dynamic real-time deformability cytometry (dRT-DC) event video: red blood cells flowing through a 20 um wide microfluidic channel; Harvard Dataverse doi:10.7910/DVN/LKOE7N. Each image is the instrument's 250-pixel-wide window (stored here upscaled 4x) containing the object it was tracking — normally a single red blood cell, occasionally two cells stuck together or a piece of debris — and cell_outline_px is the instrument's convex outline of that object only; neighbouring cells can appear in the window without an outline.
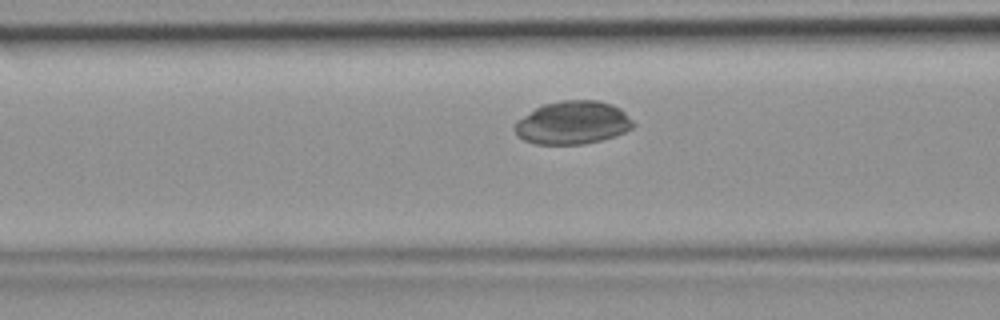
{"species": "common noctule bat (a hibernating species)", "species_latin": "Nyctalus noctula", "temperature_condition": "room temperature", "stored_images_in_passage": 39, "camera_frame_rate_fps": 3000, "um_per_image_px": 0.085, "animal": {"sex": "female", "body_mass_g": 19.9}, "frame": {"image": 1, "passage_image": 12, "time_ms": 3.667, "image_size_px": [1000, 320], "cell_outline_px": [[636, 124], [632, 128], [616, 136], [584, 144], [536, 144], [524, 140], [516, 136], [512, 128], [516, 120], [536, 108], [544, 104], [560, 100], [596, 100], [612, 104], [620, 108]], "centroid_in_image_um": [48.65, 10.43], "position_along_channel_um": 117.9, "area_um2": 30.0}}
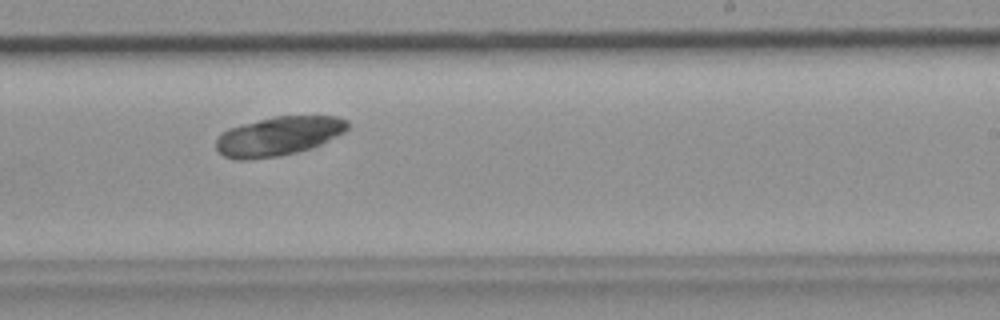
{"frame": {"image": 2, "passage_image": 22, "time_ms": 7.0, "image_size_px": [1000, 320], "cell_outline_px": [[348, 128], [344, 132], [312, 148], [280, 156], [248, 160], [236, 160], [224, 156], [216, 148], [216, 140], [228, 128], [240, 124], [276, 116], [336, 116], [348, 120]], "centroid_in_image_um": [23.66, 11.57], "position_along_channel_um": 265.3, "area_um2": 29.88}}
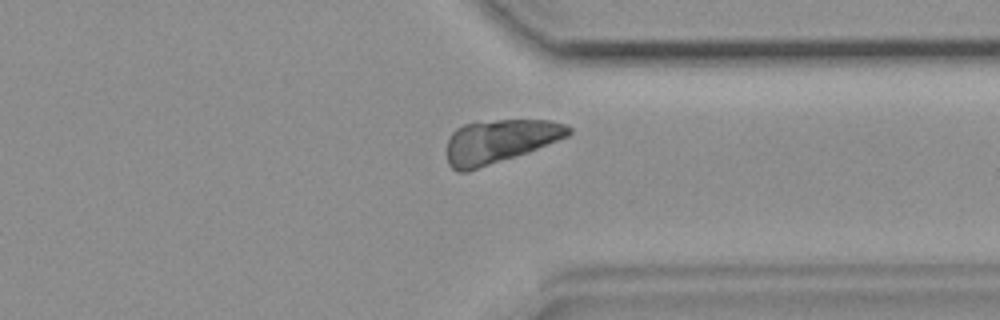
{"frame": {"image": 3, "passage_image": 29, "time_ms": 9.333, "image_size_px": [1000, 320], "cell_outline_px": [[572, 132], [568, 136], [528, 152], [468, 172], [456, 172], [448, 164], [448, 140], [452, 132], [456, 128], [464, 124], [496, 120], [552, 120], [564, 124], [572, 128]], "centroid_in_image_um": [42.47, 12.01], "position_along_channel_um": 368.9, "area_um2": 30.75}}